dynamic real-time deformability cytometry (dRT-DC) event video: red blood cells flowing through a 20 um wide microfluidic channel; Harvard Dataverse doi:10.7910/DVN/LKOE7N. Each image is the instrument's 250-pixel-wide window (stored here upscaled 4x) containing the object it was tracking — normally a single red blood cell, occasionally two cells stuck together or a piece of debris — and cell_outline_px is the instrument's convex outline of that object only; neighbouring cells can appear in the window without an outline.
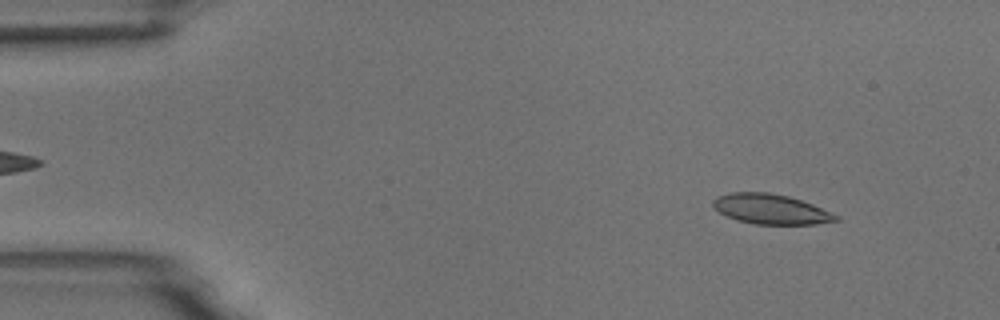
{"species": "common noctule bat (a hibernating species)", "species_latin": "Nyctalus noctula", "temperature_condition": "room temperature", "stored_images_in_passage": 54, "camera_frame_rate_fps": 3000, "um_per_image_px": 0.085, "animal": {"sex": "male", "body_mass_g": 18.8}, "frame": {"image": 1, "passage_image": 5, "time_ms": 1.333, "image_size_px": [1000, 320], "cell_outline_px": [[840, 220], [816, 224], [756, 224], [736, 220], [720, 212], [712, 204], [712, 200], [716, 196], [732, 192], [768, 192], [788, 196], [812, 204], [832, 212], [840, 216]], "centroid_in_image_um": [65.53, 17.77], "position_along_channel_um": 19.5, "area_um2": 21.44}}
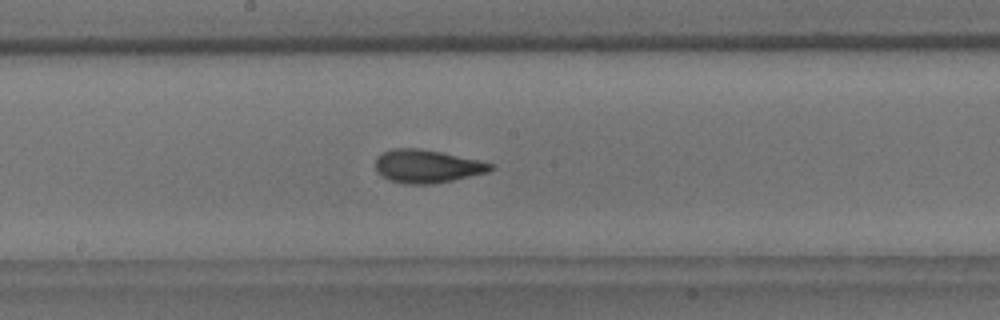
{"frame": {"image": 2, "passage_image": 28, "time_ms": 9.0, "image_size_px": [1000, 320], "cell_outline_px": [[496, 168], [488, 172], [452, 180], [432, 184], [404, 184], [388, 180], [376, 172], [376, 156], [380, 152], [392, 148], [416, 148], [440, 152], [480, 160], [492, 164]], "centroid_in_image_um": [36.26, 14.13], "position_along_channel_um": 211.9, "area_um2": 22.37}}
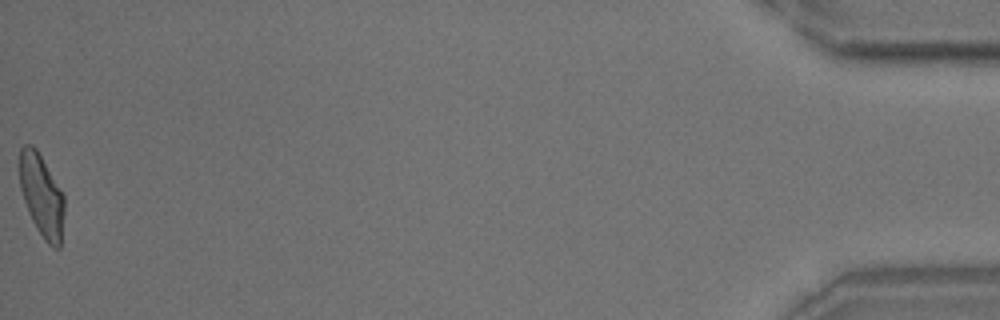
{"frame": {"image": 3, "passage_image": 54, "time_ms": 17.667, "image_size_px": [1000, 320], "cell_outline_px": [[64, 212], [60, 248], [52, 248], [44, 240], [36, 228], [28, 212], [20, 188], [16, 168], [20, 148], [24, 144], [32, 144], [36, 148], [64, 196]], "centroid_in_image_um": [3.48, 16.58], "position_along_channel_um": 431.7, "area_um2": 21.91}, "authors_computed_cell_mechanics": {"area_um2": 21.7039, "velocity_mm_per_s": 3.6804, "shape_relaxation_time_tau1_ms": 6.0448, "shape_relaxation_time_tau2_ms": 1.6394, "deformation_change_tau1": 0.1817, "deformation_change_tau2": 0.0778}}